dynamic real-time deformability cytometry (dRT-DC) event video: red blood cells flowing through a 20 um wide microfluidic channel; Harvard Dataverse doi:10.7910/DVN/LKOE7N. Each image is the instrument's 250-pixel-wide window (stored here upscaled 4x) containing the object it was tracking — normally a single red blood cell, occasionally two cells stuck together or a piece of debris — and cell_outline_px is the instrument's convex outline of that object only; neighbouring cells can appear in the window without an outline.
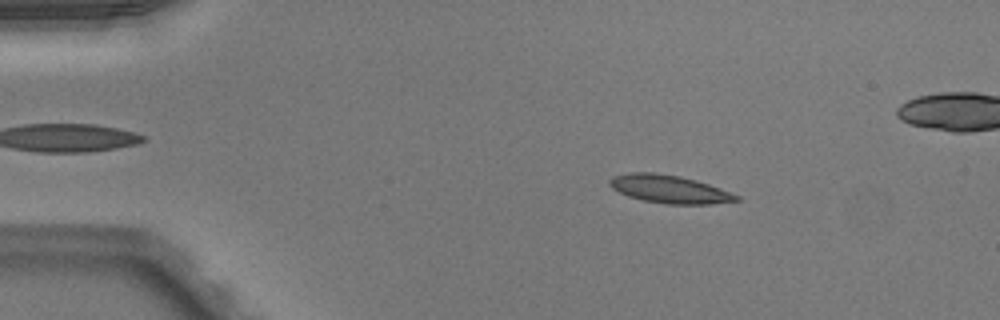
{"species": "Egyptian fruit bat (a non-hibernating species)", "species_latin": "Rousettus aegyptiacus", "temperature_condition": "warm", "stored_images_in_passage": 51, "camera_frame_rate_fps": 3000, "um_per_image_px": 0.085, "animal": {"sex": "male"}, "frame": {"image": 1, "passage_image": 8, "time_ms": 2.333, "image_size_px": [1000, 320], "cell_outline_px": [[740, 200], [708, 204], [668, 204], [644, 200], [628, 196], [612, 188], [608, 184], [608, 180], [612, 176], [632, 172], [652, 172], [680, 176], [696, 180], [720, 188], [740, 196]], "centroid_in_image_um": [56.87, 16.07], "position_along_channel_um": 28.1, "area_um2": 20.58}}
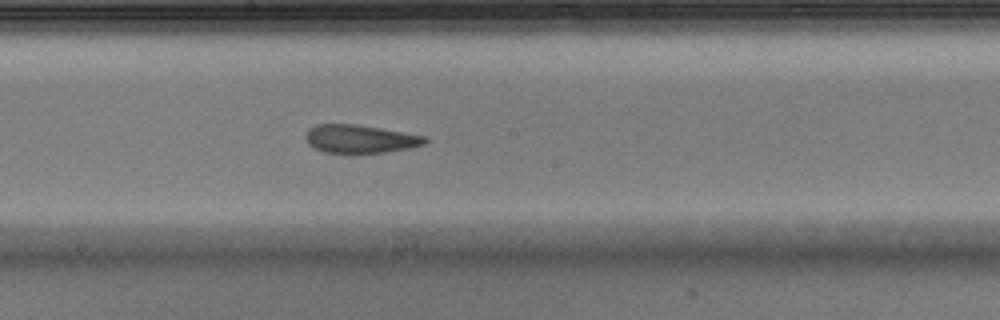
{"frame": {"image": 2, "passage_image": 27, "time_ms": 8.667, "image_size_px": [1000, 320], "cell_outline_px": [[428, 140], [424, 144], [412, 148], [356, 156], [348, 156], [324, 152], [308, 144], [308, 128], [316, 124], [356, 124], [428, 136]], "centroid_in_image_um": [30.64, 11.85], "position_along_channel_um": 217.6, "area_um2": 20.35}}
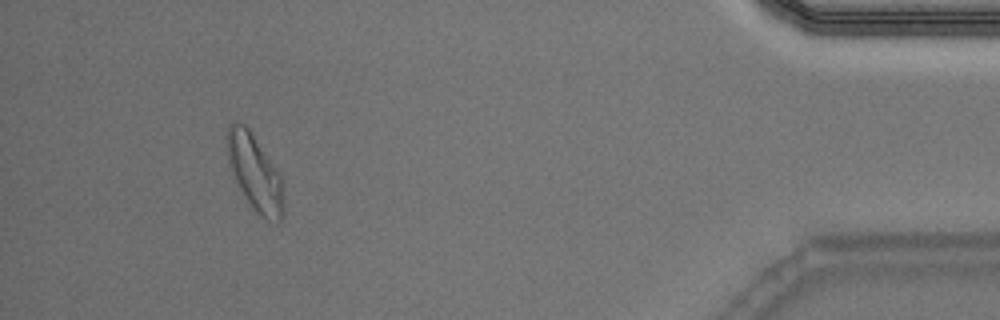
{"frame": {"image": 3, "passage_image": 46, "time_ms": 15.0, "image_size_px": [1000, 320], "cell_outline_px": [[284, 216], [280, 220], [268, 220], [260, 216], [252, 208], [240, 188], [228, 164], [224, 140], [224, 136], [228, 124], [236, 120], [244, 124], [248, 128], [280, 176], [284, 204]], "centroid_in_image_um": [21.59, 14.63], "position_along_channel_um": 413.6, "area_um2": 24.91}, "authors_computed_cell_mechanics": {"area_um2": 20.4034, "velocity_mm_per_s": 4.03, "shape_relaxation_time_tau1_ms": 7.2121, "shape_relaxation_time_tau2_ms": 2.0684, "deformation_change_tau1": 0.2275, "deformation_change_tau2": 0.0925}}